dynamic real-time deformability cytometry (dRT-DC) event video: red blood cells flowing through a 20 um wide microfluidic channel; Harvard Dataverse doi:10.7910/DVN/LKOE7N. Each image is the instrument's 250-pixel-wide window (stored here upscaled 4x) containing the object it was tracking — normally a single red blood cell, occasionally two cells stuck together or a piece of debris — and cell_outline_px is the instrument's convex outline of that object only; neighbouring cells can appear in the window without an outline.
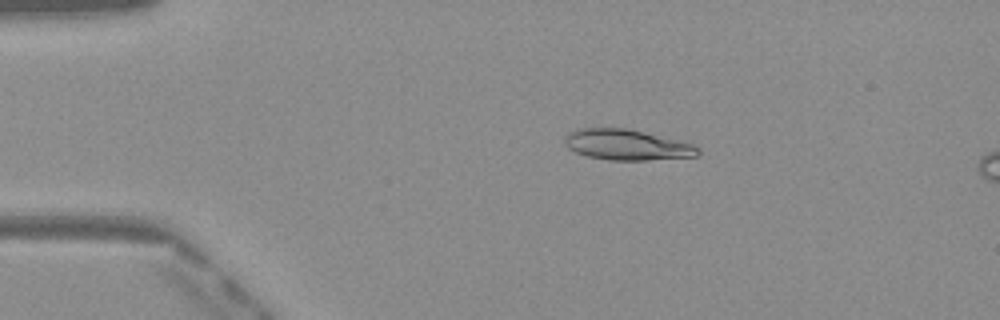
{"species": "Egyptian fruit bat (a non-hibernating species)", "species_latin": "Rousettus aegyptiacus", "temperature_condition": "warm", "stored_images_in_passage": 15, "camera_frame_rate_fps": 3000, "um_per_image_px": 0.085, "frame": {"image": 1, "passage_image": 9, "time_ms": 2.667, "image_size_px": [1000, 320], "cell_outline_px": [[700, 156], [648, 160], [608, 160], [588, 156], [576, 152], [568, 148], [564, 144], [564, 136], [568, 132], [576, 128], [628, 128], [692, 144], [700, 148]], "centroid_in_image_um": [53.26, 12.31], "position_along_channel_um": 31.7, "area_um2": 23.87}}